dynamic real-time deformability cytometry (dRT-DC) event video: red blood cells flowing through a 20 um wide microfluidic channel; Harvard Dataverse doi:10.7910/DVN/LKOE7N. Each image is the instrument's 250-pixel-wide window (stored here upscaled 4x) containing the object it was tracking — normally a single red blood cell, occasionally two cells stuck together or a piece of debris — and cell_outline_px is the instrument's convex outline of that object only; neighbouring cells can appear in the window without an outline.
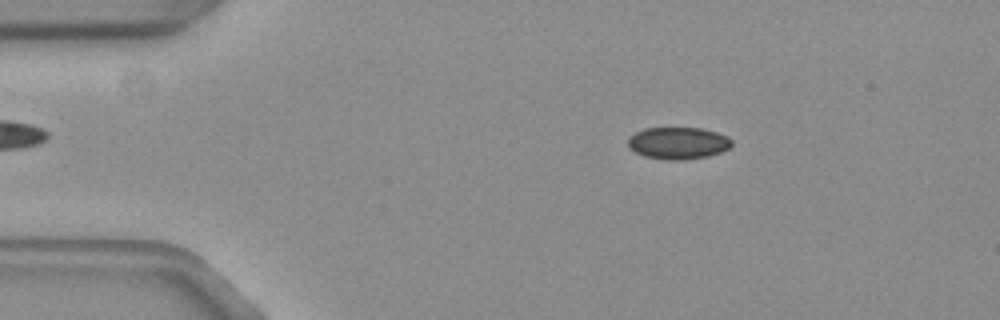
{"species": "common noctule bat (a hibernating species)", "species_latin": "Nyctalus noctula", "temperature_condition": "warm", "stored_images_in_passage": 54, "camera_frame_rate_fps": 3000, "um_per_image_px": 0.085, "animal": {"sex": "female", "body_mass_g": 19.3, "forearm_length_mm": 54.1}, "frame": {"image": 1, "passage_image": 9, "time_ms": 2.667, "image_size_px": [1000, 320], "cell_outline_px": [[732, 144], [728, 148], [720, 152], [708, 156], [676, 160], [668, 160], [644, 156], [636, 152], [628, 144], [628, 140], [636, 132], [644, 128], [700, 128], [716, 132], [728, 136], [732, 140]], "centroid_in_image_um": [57.66, 12.15], "position_along_channel_um": 27.3, "area_um2": 19.07}}
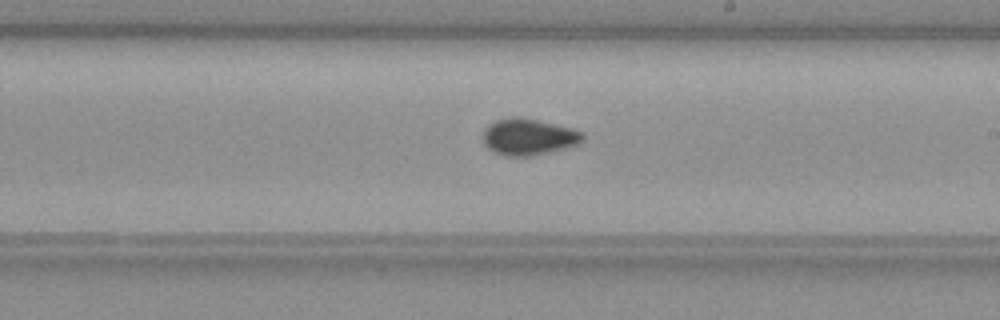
{"frame": {"image": 2, "passage_image": 31, "time_ms": 10.0, "image_size_px": [1000, 320], "cell_outline_px": [[584, 140], [576, 144], [552, 152], [532, 156], [504, 156], [488, 148], [484, 144], [484, 128], [488, 124], [496, 120], [516, 116], [536, 120], [568, 128], [580, 132], [584, 136]], "centroid_in_image_um": [44.88, 11.65], "position_along_channel_um": 244.1, "area_um2": 20.87}}
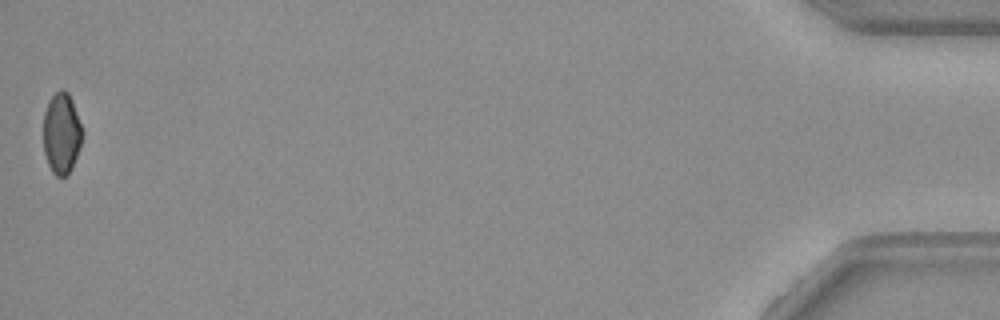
{"frame": {"image": 3, "passage_image": 54, "time_ms": 17.667, "image_size_px": [1000, 320], "cell_outline_px": [[84, 132], [72, 168], [68, 176], [56, 176], [52, 172], [48, 164], [44, 152], [44, 112], [52, 96], [60, 88], [64, 88], [68, 92], [72, 100]], "centroid_in_image_um": [5.24, 11.33], "position_along_channel_um": 430.0, "area_um2": 18.38}, "authors_computed_cell_mechanics": {"area_um2": 19.5364, "velocity_mm_per_s": 3.7691, "shape_relaxation_time_tau1_ms": 4.3475, "shape_relaxation_time_tau2_ms": null, "deformation_change_tau1": 0.0686, "deformation_change_tau2": null}}